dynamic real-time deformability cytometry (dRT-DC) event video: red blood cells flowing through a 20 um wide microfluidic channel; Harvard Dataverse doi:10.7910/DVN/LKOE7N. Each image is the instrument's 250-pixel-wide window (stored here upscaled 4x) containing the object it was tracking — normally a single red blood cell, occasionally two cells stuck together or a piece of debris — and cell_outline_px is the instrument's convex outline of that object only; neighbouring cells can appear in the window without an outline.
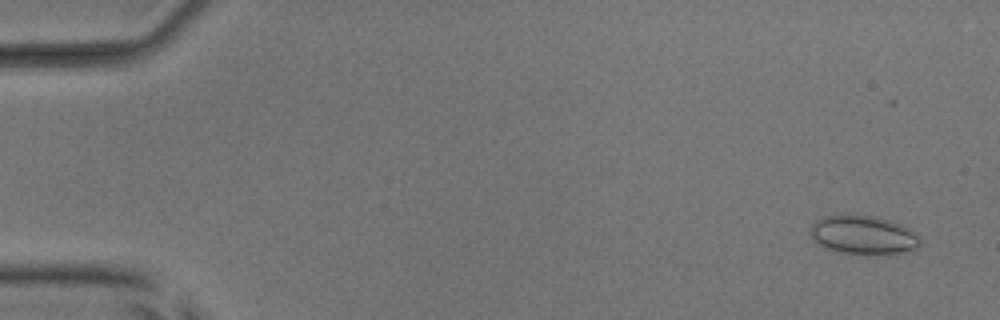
{"species": "common noctule bat (a hibernating species)", "species_latin": "Nyctalus noctula", "temperature_condition": "room temperature", "stored_images_in_passage": 17, "camera_frame_rate_fps": 3000, "um_per_image_px": 0.085, "animal": {"sex": "male", "body_mass_g": 17.9, "forearm_length_mm": 54.2}, "frame": {"image": 1, "passage_image": 3, "time_ms": 0.667, "image_size_px": [1000, 320], "cell_outline_px": [[920, 244], [916, 248], [900, 252], [840, 252], [828, 248], [820, 244], [808, 232], [812, 224], [816, 220], [824, 216], [848, 212], [876, 216], [900, 224], [908, 228], [920, 240]], "centroid_in_image_um": [73.3, 19.88], "position_along_channel_um": 11.7, "area_um2": 24.28}}